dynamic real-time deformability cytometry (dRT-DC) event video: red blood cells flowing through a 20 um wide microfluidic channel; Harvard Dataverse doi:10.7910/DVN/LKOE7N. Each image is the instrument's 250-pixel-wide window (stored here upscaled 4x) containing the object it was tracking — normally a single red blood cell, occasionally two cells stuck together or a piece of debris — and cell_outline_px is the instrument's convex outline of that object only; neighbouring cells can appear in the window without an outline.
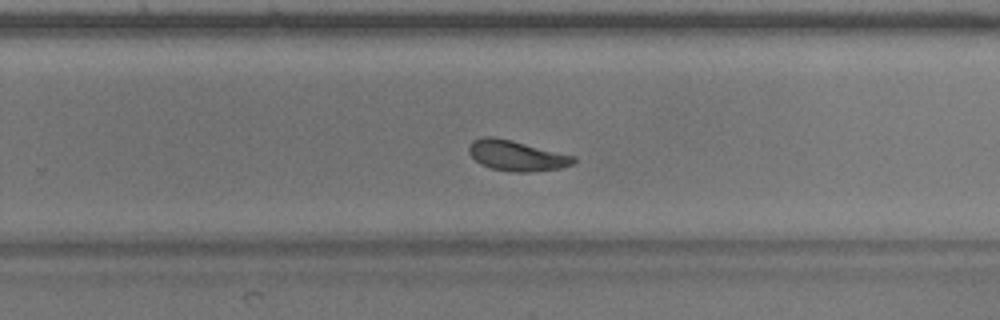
{"species": "common noctule bat (a hibernating species)", "species_latin": "Nyctalus noctula", "temperature_condition": "warm", "stored_images_in_passage": 51, "camera_frame_rate_fps": 3000, "um_per_image_px": 0.085, "animal": {"sex": "male", "body_mass_g": 17.9}, "frame": {"image": 1, "passage_image": 30, "time_ms": 9.667, "image_size_px": [1000, 320], "cell_outline_px": [[576, 160], [572, 164], [560, 168], [528, 172], [512, 172], [492, 168], [480, 164], [468, 152], [468, 148], [472, 140], [484, 136], [492, 136], [512, 140], [576, 156]], "centroid_in_image_um": [43.9, 13.22], "position_along_channel_um": 285.9, "area_um2": 18.55}, "authors_computed_cell_mechanics": {"area_um2": 18.8428, "velocity_mm_per_s": 3.6545, "shape_relaxation_time_tau1_ms": 5.0278, "shape_relaxation_time_tau2_ms": 6.0471, "deformation_change_tau1": 0.1516, "deformation_change_tau2": 0.1571}}